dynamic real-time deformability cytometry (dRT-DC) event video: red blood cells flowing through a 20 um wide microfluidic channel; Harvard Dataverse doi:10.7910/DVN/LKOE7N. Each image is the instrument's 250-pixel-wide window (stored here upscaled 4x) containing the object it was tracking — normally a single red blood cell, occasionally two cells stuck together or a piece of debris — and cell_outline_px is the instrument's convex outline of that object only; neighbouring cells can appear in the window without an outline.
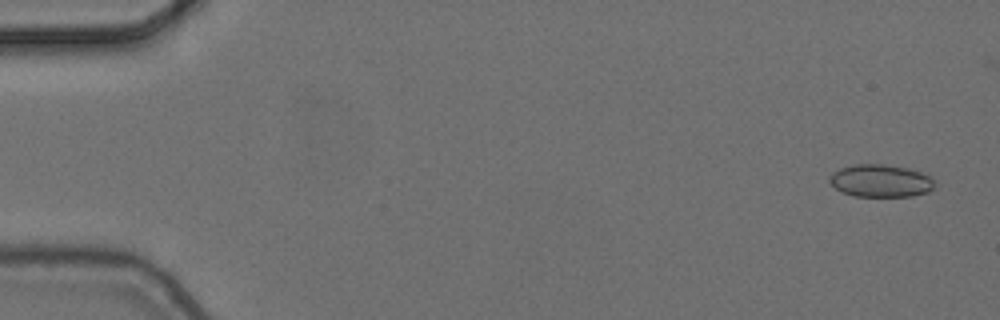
{"species": "common noctule bat (a hibernating species)", "species_latin": "Nyctalus noctula", "temperature_condition": "cold", "stored_images_in_passage": 5, "camera_frame_rate_fps": 3000, "um_per_image_px": 0.085, "animal": {"sex": "female", "body_mass_g": 24.6, "forearm_length_mm": 56.2}, "frame": {"image": 1, "passage_image": 1, "time_ms": 0.0, "image_size_px": [1000, 320], "cell_outline_px": [[936, 180], [932, 188], [928, 192], [912, 196], [856, 196], [844, 192], [836, 188], [828, 180], [828, 176], [832, 172], [840, 168], [856, 164], [884, 164], [908, 168], [920, 172]], "centroid_in_image_um": [74.85, 15.36], "position_along_channel_um": 10.2, "area_um2": 19.88}}
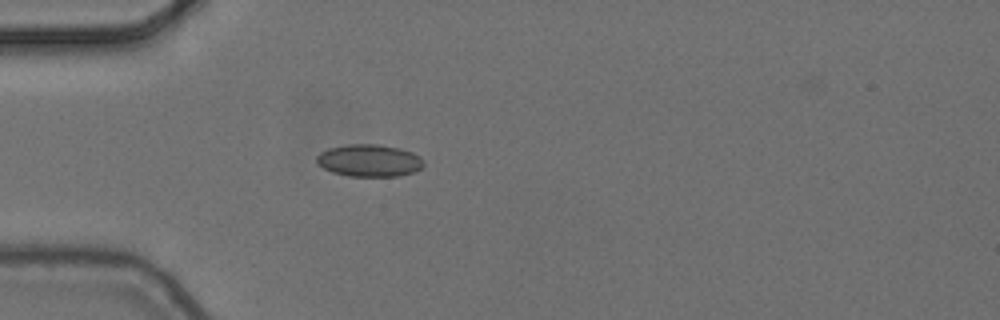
{"frame": {"image": 2, "passage_image": 5, "time_ms": 1.333, "image_size_px": [1000, 320], "cell_outline_px": [[424, 164], [420, 168], [412, 172], [400, 176], [348, 176], [332, 172], [324, 168], [316, 160], [316, 156], [320, 152], [328, 148], [348, 144], [376, 144], [400, 148], [412, 152], [420, 156], [424, 160]], "centroid_in_image_um": [31.39, 13.64], "position_along_channel_um": 53.6, "area_um2": 20.11}}